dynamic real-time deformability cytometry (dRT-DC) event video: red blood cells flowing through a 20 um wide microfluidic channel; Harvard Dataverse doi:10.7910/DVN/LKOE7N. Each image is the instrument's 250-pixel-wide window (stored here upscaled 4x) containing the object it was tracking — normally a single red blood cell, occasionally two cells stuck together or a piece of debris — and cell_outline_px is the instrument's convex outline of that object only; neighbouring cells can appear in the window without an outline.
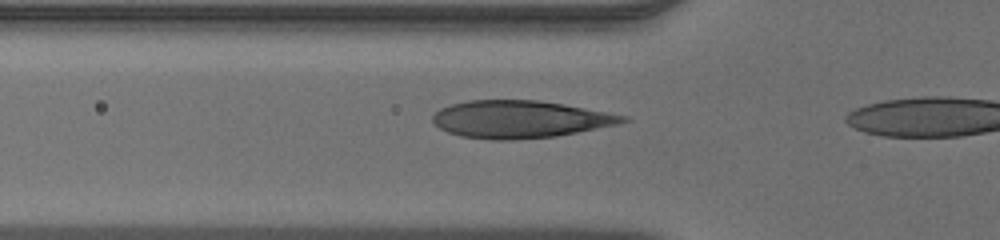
{"species": "human", "species_latin": "Homo sapiens", "temperature_condition": "warm", "stored_images_in_passage": 9, "camera_frame_rate_fps": 3000, "um_per_image_px": 0.085, "donor": {"sex": "male"}, "frame": {"image": 1, "passage_image": 4, "time_ms": 1.0, "image_size_px": [1000, 240], "cell_outline_px": [[632, 120], [616, 124], [556, 136], [512, 140], [492, 140], [460, 136], [448, 132], [440, 128], [432, 120], [432, 116], [440, 108], [452, 104], [468, 100], [540, 100], [564, 104], [628, 116]], "centroid_in_image_um": [44.18, 10.13], "position_along_channel_um": 81.6, "area_um2": 41.33}}
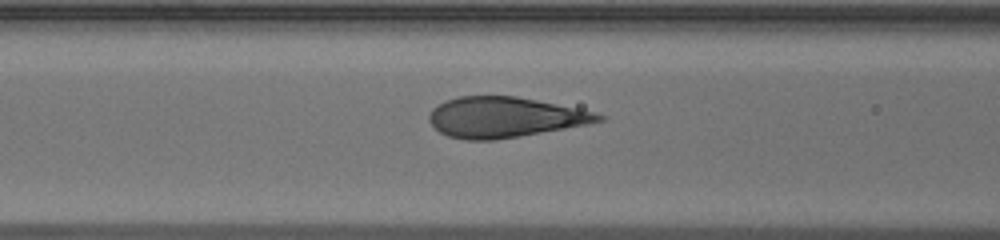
{"frame": {"image": 2, "passage_image": 7, "time_ms": 2.0, "image_size_px": [1000, 240], "cell_outline_px": [[608, 116], [604, 120], [588, 124], [496, 140], [464, 140], [448, 136], [440, 132], [428, 120], [428, 116], [432, 108], [444, 100], [460, 96], [516, 96], [596, 112]], "centroid_in_image_um": [42.88, 9.96], "position_along_channel_um": 123.7, "area_um2": 39.82}}